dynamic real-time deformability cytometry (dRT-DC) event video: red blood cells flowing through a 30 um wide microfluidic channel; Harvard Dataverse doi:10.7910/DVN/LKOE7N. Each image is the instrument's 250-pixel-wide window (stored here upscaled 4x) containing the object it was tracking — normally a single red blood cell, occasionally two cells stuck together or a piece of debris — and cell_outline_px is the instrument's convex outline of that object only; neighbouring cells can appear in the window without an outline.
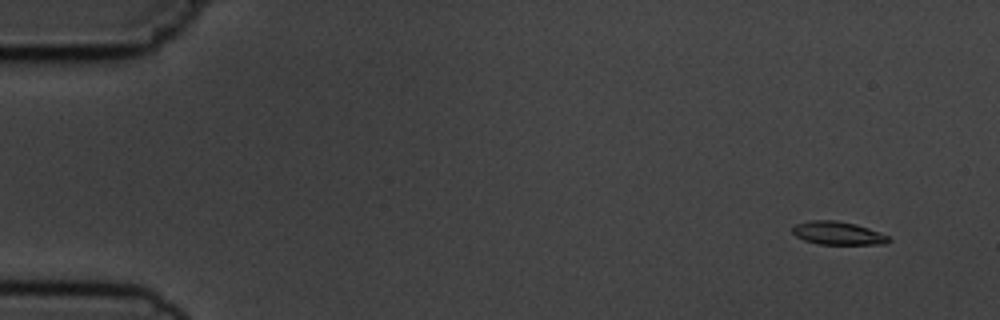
{"species": "common noctule bat (a hibernating species)", "species_latin": "Nyctalus noctula", "temperature_condition": "cold", "stored_images_in_passage": 8, "camera_frame_rate_fps": 3000, "um_per_image_px": 0.085, "animal": {"sex": "male", "body_mass_g": 19.5, "forearm_length_mm": 54.6}, "frame": {"image": 1, "passage_image": 1, "time_ms": 0.0, "image_size_px": [1000, 320], "cell_outline_px": [[892, 240], [884, 244], [820, 244], [804, 240], [796, 236], [792, 232], [792, 228], [796, 224], [808, 220], [836, 220], [856, 224], [880, 232], [888, 236]], "centroid_in_image_um": [71.22, 19.81], "position_along_channel_um": 13.8, "area_um2": 13.01}}
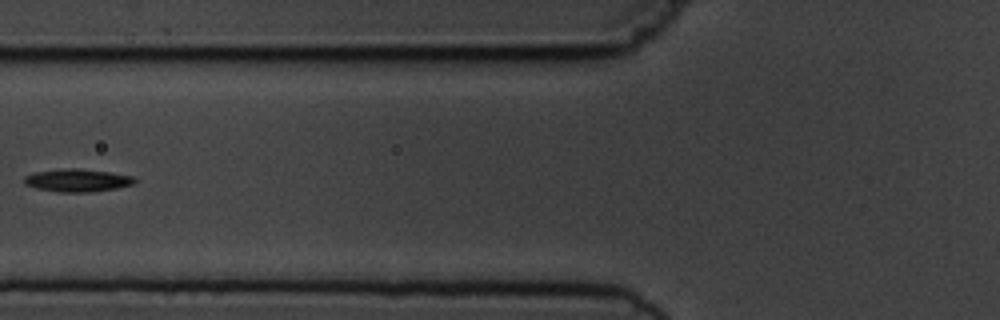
{"frame": {"image": 2, "passage_image": 6, "time_ms": 6.0, "image_size_px": [1000, 320], "cell_outline_px": [[136, 180], [132, 184], [116, 188], [92, 192], [56, 192], [36, 188], [24, 184], [24, 176], [36, 172], [68, 168], [76, 168], [108, 172], [132, 176]], "centroid_in_image_um": [6.54, 15.34], "position_along_channel_um": 119.3, "area_um2": 14.51}}
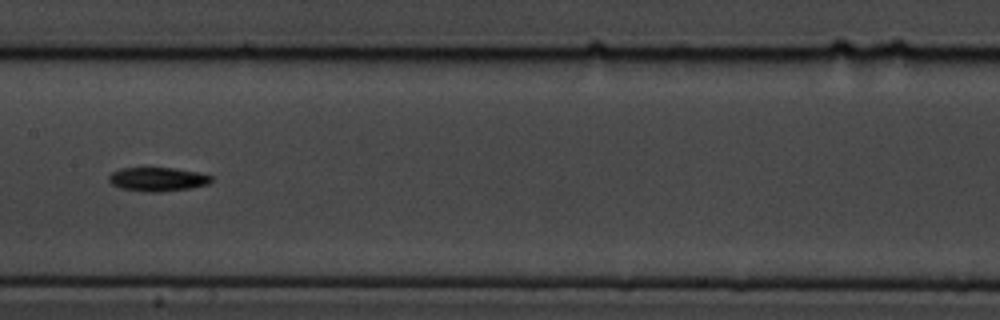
{"frame": {"image": 3, "passage_image": 8, "time_ms": 8.0, "image_size_px": [1000, 320], "cell_outline_px": [[212, 180], [208, 184], [192, 188], [160, 192], [148, 192], [120, 188], [112, 184], [108, 180], [108, 176], [112, 172], [120, 168], [172, 168], [196, 172], [212, 176]], "centroid_in_image_um": [13.38, 15.24], "position_along_channel_um": 194.0, "area_um2": 14.22}}